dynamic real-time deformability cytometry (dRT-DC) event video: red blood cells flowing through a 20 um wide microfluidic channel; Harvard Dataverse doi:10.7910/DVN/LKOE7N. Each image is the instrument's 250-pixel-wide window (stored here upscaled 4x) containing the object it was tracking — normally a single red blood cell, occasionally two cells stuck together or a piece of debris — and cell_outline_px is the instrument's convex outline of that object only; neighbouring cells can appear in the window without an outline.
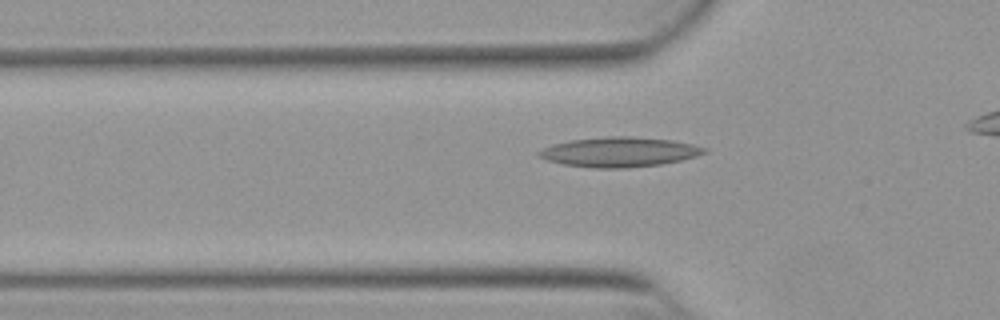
{"species": "Egyptian fruit bat (a non-hibernating species)", "species_latin": "Rousettus aegyptiacus", "temperature_condition": "warm", "stored_images_in_passage": 36, "camera_frame_rate_fps": 3000, "um_per_image_px": 0.085, "animal": {"sex": "female"}, "frame": {"image": 1, "passage_image": 10, "time_ms": 3.0, "image_size_px": [1000, 320], "cell_outline_px": [[708, 152], [696, 156], [680, 160], [660, 164], [628, 168], [596, 168], [564, 164], [548, 160], [536, 156], [536, 152], [552, 144], [572, 140], [604, 136], [632, 136], [672, 140], [692, 144], [708, 148]], "centroid_in_image_um": [52.65, 12.91], "position_along_channel_um": 73.2, "area_um2": 28.73}}
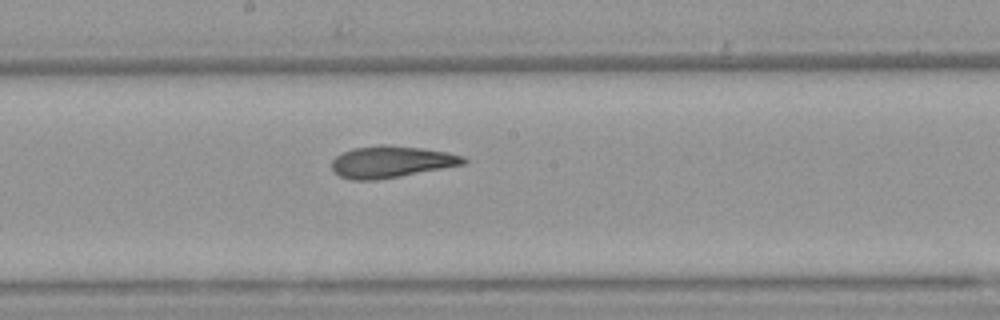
{"frame": {"image": 2, "passage_image": 21, "time_ms": 6.667, "image_size_px": [1000, 320], "cell_outline_px": [[468, 160], [464, 164], [400, 176], [376, 180], [352, 180], [340, 176], [332, 172], [332, 160], [336, 156], [352, 148], [380, 144], [384, 144], [424, 148], [448, 152], [464, 156]], "centroid_in_image_um": [33.24, 13.74], "position_along_channel_um": 215.0, "area_um2": 24.45}}
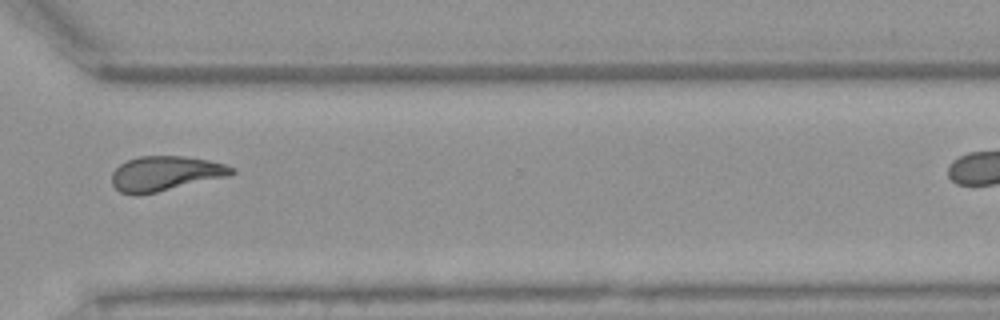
{"frame": {"image": 3, "passage_image": 32, "time_ms": 10.333, "image_size_px": [1000, 320], "cell_outline_px": [[236, 172], [228, 176], [140, 196], [132, 196], [120, 192], [112, 184], [112, 172], [120, 164], [128, 160], [140, 156], [184, 156], [208, 160], [224, 164], [236, 168]], "centroid_in_image_um": [14.03, 14.76], "position_along_channel_um": 356.6, "area_um2": 24.45}}